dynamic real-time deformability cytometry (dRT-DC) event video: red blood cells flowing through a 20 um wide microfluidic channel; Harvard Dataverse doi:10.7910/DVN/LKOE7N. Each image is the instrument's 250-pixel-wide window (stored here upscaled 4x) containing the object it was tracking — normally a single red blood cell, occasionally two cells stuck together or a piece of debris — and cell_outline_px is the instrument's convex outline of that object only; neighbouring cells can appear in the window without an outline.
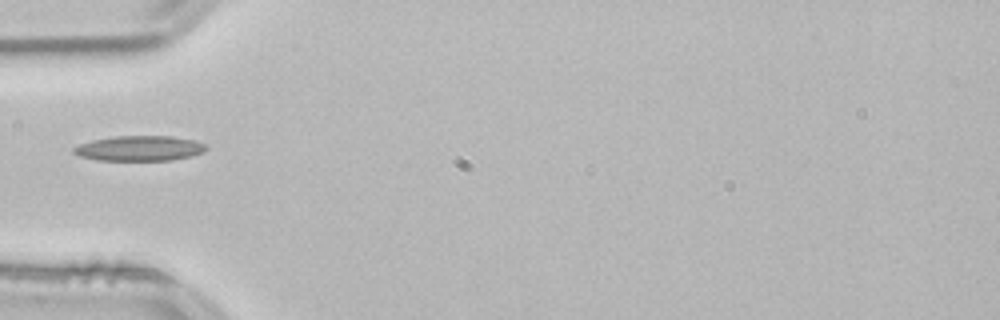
{"species": "common noctule bat (a hibernating species)", "species_latin": "Nyctalus noctula", "temperature_condition": "room temperature", "stored_images_in_passage": 37, "camera_frame_rate_fps": 3000, "um_per_image_px": 0.085, "animal": {"sex": "male", "body_mass_g": 21.5, "forearm_length_mm": 52.0}, "frame": {"image": 1, "passage_image": 1, "time_ms": 0.0, "image_size_px": [1000, 320], "cell_outline_px": [[208, 148], [204, 152], [192, 156], [172, 160], [96, 160], [80, 156], [72, 152], [72, 148], [80, 144], [92, 140], [112, 136], [172, 136], [196, 140], [208, 144]], "centroid_in_image_um": [11.9, 12.6], "position_along_channel_um": 73.1, "area_um2": 19.65}}